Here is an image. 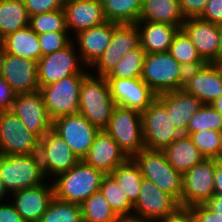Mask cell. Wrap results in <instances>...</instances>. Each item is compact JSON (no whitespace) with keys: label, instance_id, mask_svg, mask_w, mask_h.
I'll use <instances>...</instances> for the list:
<instances>
[{"label":"cell","instance_id":"obj_1","mask_svg":"<svg viewBox=\"0 0 222 222\" xmlns=\"http://www.w3.org/2000/svg\"><path fill=\"white\" fill-rule=\"evenodd\" d=\"M104 176L102 171L80 160L72 169L53 178L54 197L81 205L93 193L100 191Z\"/></svg>","mask_w":222,"mask_h":222},{"label":"cell","instance_id":"obj_2","mask_svg":"<svg viewBox=\"0 0 222 222\" xmlns=\"http://www.w3.org/2000/svg\"><path fill=\"white\" fill-rule=\"evenodd\" d=\"M114 103L105 77L88 74L80 87L78 113L103 130L111 119Z\"/></svg>","mask_w":222,"mask_h":222},{"label":"cell","instance_id":"obj_3","mask_svg":"<svg viewBox=\"0 0 222 222\" xmlns=\"http://www.w3.org/2000/svg\"><path fill=\"white\" fill-rule=\"evenodd\" d=\"M44 178L39 154H0V180L7 193L40 186Z\"/></svg>","mask_w":222,"mask_h":222},{"label":"cell","instance_id":"obj_4","mask_svg":"<svg viewBox=\"0 0 222 222\" xmlns=\"http://www.w3.org/2000/svg\"><path fill=\"white\" fill-rule=\"evenodd\" d=\"M186 69L169 53L144 57L141 79L157 94L181 90Z\"/></svg>","mask_w":222,"mask_h":222},{"label":"cell","instance_id":"obj_5","mask_svg":"<svg viewBox=\"0 0 222 222\" xmlns=\"http://www.w3.org/2000/svg\"><path fill=\"white\" fill-rule=\"evenodd\" d=\"M132 159L139 167L143 178L153 182L180 203L183 191V174L168 163L162 150L144 148Z\"/></svg>","mask_w":222,"mask_h":222},{"label":"cell","instance_id":"obj_6","mask_svg":"<svg viewBox=\"0 0 222 222\" xmlns=\"http://www.w3.org/2000/svg\"><path fill=\"white\" fill-rule=\"evenodd\" d=\"M132 158L145 148L141 113L121 106H115L108 125L103 129Z\"/></svg>","mask_w":222,"mask_h":222},{"label":"cell","instance_id":"obj_7","mask_svg":"<svg viewBox=\"0 0 222 222\" xmlns=\"http://www.w3.org/2000/svg\"><path fill=\"white\" fill-rule=\"evenodd\" d=\"M87 75L74 74L40 88L39 92L52 120L78 113L80 87Z\"/></svg>","mask_w":222,"mask_h":222},{"label":"cell","instance_id":"obj_8","mask_svg":"<svg viewBox=\"0 0 222 222\" xmlns=\"http://www.w3.org/2000/svg\"><path fill=\"white\" fill-rule=\"evenodd\" d=\"M75 44L76 43L72 41L67 47L42 56L37 61V74L40 88L74 74L90 73L88 70H85V65L80 55L78 53L76 54V51H78L76 48L78 47H76Z\"/></svg>","mask_w":222,"mask_h":222},{"label":"cell","instance_id":"obj_9","mask_svg":"<svg viewBox=\"0 0 222 222\" xmlns=\"http://www.w3.org/2000/svg\"><path fill=\"white\" fill-rule=\"evenodd\" d=\"M145 148L163 150L182 133L171 123L166 107L156 99L141 113Z\"/></svg>","mask_w":222,"mask_h":222},{"label":"cell","instance_id":"obj_10","mask_svg":"<svg viewBox=\"0 0 222 222\" xmlns=\"http://www.w3.org/2000/svg\"><path fill=\"white\" fill-rule=\"evenodd\" d=\"M39 140L11 110L0 111V154H38Z\"/></svg>","mask_w":222,"mask_h":222},{"label":"cell","instance_id":"obj_11","mask_svg":"<svg viewBox=\"0 0 222 222\" xmlns=\"http://www.w3.org/2000/svg\"><path fill=\"white\" fill-rule=\"evenodd\" d=\"M216 159H204L183 174L180 206L205 204L214 195Z\"/></svg>","mask_w":222,"mask_h":222},{"label":"cell","instance_id":"obj_12","mask_svg":"<svg viewBox=\"0 0 222 222\" xmlns=\"http://www.w3.org/2000/svg\"><path fill=\"white\" fill-rule=\"evenodd\" d=\"M52 131L61 137L80 159L87 155L95 135L100 131L80 113L56 118Z\"/></svg>","mask_w":222,"mask_h":222},{"label":"cell","instance_id":"obj_13","mask_svg":"<svg viewBox=\"0 0 222 222\" xmlns=\"http://www.w3.org/2000/svg\"><path fill=\"white\" fill-rule=\"evenodd\" d=\"M139 46L140 34L136 24H118L113 22V35L110 44L91 67L92 70H97V74L94 75L106 77L126 53Z\"/></svg>","mask_w":222,"mask_h":222},{"label":"cell","instance_id":"obj_14","mask_svg":"<svg viewBox=\"0 0 222 222\" xmlns=\"http://www.w3.org/2000/svg\"><path fill=\"white\" fill-rule=\"evenodd\" d=\"M38 154L46 178L51 175L53 179L72 169L80 161L67 143L52 130L39 140Z\"/></svg>","mask_w":222,"mask_h":222},{"label":"cell","instance_id":"obj_15","mask_svg":"<svg viewBox=\"0 0 222 222\" xmlns=\"http://www.w3.org/2000/svg\"><path fill=\"white\" fill-rule=\"evenodd\" d=\"M181 90L199 99L203 105H211L222 94V66L207 63L186 70Z\"/></svg>","mask_w":222,"mask_h":222},{"label":"cell","instance_id":"obj_16","mask_svg":"<svg viewBox=\"0 0 222 222\" xmlns=\"http://www.w3.org/2000/svg\"><path fill=\"white\" fill-rule=\"evenodd\" d=\"M10 110L39 139L52 130L53 120L48 114L43 97L39 91L16 94Z\"/></svg>","mask_w":222,"mask_h":222},{"label":"cell","instance_id":"obj_17","mask_svg":"<svg viewBox=\"0 0 222 222\" xmlns=\"http://www.w3.org/2000/svg\"><path fill=\"white\" fill-rule=\"evenodd\" d=\"M179 207L180 203L173 196L162 191L150 180L143 178L132 214L160 222Z\"/></svg>","mask_w":222,"mask_h":222},{"label":"cell","instance_id":"obj_18","mask_svg":"<svg viewBox=\"0 0 222 222\" xmlns=\"http://www.w3.org/2000/svg\"><path fill=\"white\" fill-rule=\"evenodd\" d=\"M110 94L117 106L129 108L142 113L157 99V94L141 79L105 78Z\"/></svg>","mask_w":222,"mask_h":222},{"label":"cell","instance_id":"obj_19","mask_svg":"<svg viewBox=\"0 0 222 222\" xmlns=\"http://www.w3.org/2000/svg\"><path fill=\"white\" fill-rule=\"evenodd\" d=\"M181 29L187 34L206 63L218 65L220 25L200 18H187Z\"/></svg>","mask_w":222,"mask_h":222},{"label":"cell","instance_id":"obj_20","mask_svg":"<svg viewBox=\"0 0 222 222\" xmlns=\"http://www.w3.org/2000/svg\"><path fill=\"white\" fill-rule=\"evenodd\" d=\"M1 78L15 94L32 93L40 90L37 74V61L6 53Z\"/></svg>","mask_w":222,"mask_h":222},{"label":"cell","instance_id":"obj_21","mask_svg":"<svg viewBox=\"0 0 222 222\" xmlns=\"http://www.w3.org/2000/svg\"><path fill=\"white\" fill-rule=\"evenodd\" d=\"M128 159L115 140L104 130H100L94 137L83 161L105 175L111 174L114 169Z\"/></svg>","mask_w":222,"mask_h":222},{"label":"cell","instance_id":"obj_22","mask_svg":"<svg viewBox=\"0 0 222 222\" xmlns=\"http://www.w3.org/2000/svg\"><path fill=\"white\" fill-rule=\"evenodd\" d=\"M12 204L25 222H39L54 198L53 184H42L11 193Z\"/></svg>","mask_w":222,"mask_h":222},{"label":"cell","instance_id":"obj_23","mask_svg":"<svg viewBox=\"0 0 222 222\" xmlns=\"http://www.w3.org/2000/svg\"><path fill=\"white\" fill-rule=\"evenodd\" d=\"M63 9L68 32L77 34L107 22L101 0H65Z\"/></svg>","mask_w":222,"mask_h":222},{"label":"cell","instance_id":"obj_24","mask_svg":"<svg viewBox=\"0 0 222 222\" xmlns=\"http://www.w3.org/2000/svg\"><path fill=\"white\" fill-rule=\"evenodd\" d=\"M113 35V22H105L101 25L80 31L75 34L78 52L83 64L88 70L96 63V61L105 52L109 46ZM90 67V68H89Z\"/></svg>","mask_w":222,"mask_h":222},{"label":"cell","instance_id":"obj_25","mask_svg":"<svg viewBox=\"0 0 222 222\" xmlns=\"http://www.w3.org/2000/svg\"><path fill=\"white\" fill-rule=\"evenodd\" d=\"M157 99L166 107L171 123L183 134L187 124L203 103L182 90L157 95Z\"/></svg>","mask_w":222,"mask_h":222},{"label":"cell","instance_id":"obj_26","mask_svg":"<svg viewBox=\"0 0 222 222\" xmlns=\"http://www.w3.org/2000/svg\"><path fill=\"white\" fill-rule=\"evenodd\" d=\"M136 26L140 34V46L146 54L168 52L173 38L181 29L178 26L150 21H138Z\"/></svg>","mask_w":222,"mask_h":222},{"label":"cell","instance_id":"obj_27","mask_svg":"<svg viewBox=\"0 0 222 222\" xmlns=\"http://www.w3.org/2000/svg\"><path fill=\"white\" fill-rule=\"evenodd\" d=\"M162 151L168 163L182 174L206 159L193 143L191 137L184 133Z\"/></svg>","mask_w":222,"mask_h":222},{"label":"cell","instance_id":"obj_28","mask_svg":"<svg viewBox=\"0 0 222 222\" xmlns=\"http://www.w3.org/2000/svg\"><path fill=\"white\" fill-rule=\"evenodd\" d=\"M185 17L178 0H143L139 21L182 27Z\"/></svg>","mask_w":222,"mask_h":222},{"label":"cell","instance_id":"obj_29","mask_svg":"<svg viewBox=\"0 0 222 222\" xmlns=\"http://www.w3.org/2000/svg\"><path fill=\"white\" fill-rule=\"evenodd\" d=\"M0 42L8 54L34 61L42 57L38 34L29 26L7 35Z\"/></svg>","mask_w":222,"mask_h":222},{"label":"cell","instance_id":"obj_30","mask_svg":"<svg viewBox=\"0 0 222 222\" xmlns=\"http://www.w3.org/2000/svg\"><path fill=\"white\" fill-rule=\"evenodd\" d=\"M26 26L29 15L23 0H0V41Z\"/></svg>","mask_w":222,"mask_h":222},{"label":"cell","instance_id":"obj_31","mask_svg":"<svg viewBox=\"0 0 222 222\" xmlns=\"http://www.w3.org/2000/svg\"><path fill=\"white\" fill-rule=\"evenodd\" d=\"M101 1L107 21L118 24H136L139 21L143 0Z\"/></svg>","mask_w":222,"mask_h":222},{"label":"cell","instance_id":"obj_32","mask_svg":"<svg viewBox=\"0 0 222 222\" xmlns=\"http://www.w3.org/2000/svg\"><path fill=\"white\" fill-rule=\"evenodd\" d=\"M168 52L186 69H197L207 63L201 58L187 34L180 29L171 43Z\"/></svg>","mask_w":222,"mask_h":222},{"label":"cell","instance_id":"obj_33","mask_svg":"<svg viewBox=\"0 0 222 222\" xmlns=\"http://www.w3.org/2000/svg\"><path fill=\"white\" fill-rule=\"evenodd\" d=\"M134 204L139 196L143 176L132 158L117 166L110 174Z\"/></svg>","mask_w":222,"mask_h":222},{"label":"cell","instance_id":"obj_34","mask_svg":"<svg viewBox=\"0 0 222 222\" xmlns=\"http://www.w3.org/2000/svg\"><path fill=\"white\" fill-rule=\"evenodd\" d=\"M83 222H117L119 216L101 191L93 193L81 205Z\"/></svg>","mask_w":222,"mask_h":222},{"label":"cell","instance_id":"obj_35","mask_svg":"<svg viewBox=\"0 0 222 222\" xmlns=\"http://www.w3.org/2000/svg\"><path fill=\"white\" fill-rule=\"evenodd\" d=\"M100 191L118 216L132 214L134 204L110 174L103 177Z\"/></svg>","mask_w":222,"mask_h":222},{"label":"cell","instance_id":"obj_36","mask_svg":"<svg viewBox=\"0 0 222 222\" xmlns=\"http://www.w3.org/2000/svg\"><path fill=\"white\" fill-rule=\"evenodd\" d=\"M145 55V50L141 46L129 51L105 78L141 77Z\"/></svg>","mask_w":222,"mask_h":222},{"label":"cell","instance_id":"obj_37","mask_svg":"<svg viewBox=\"0 0 222 222\" xmlns=\"http://www.w3.org/2000/svg\"><path fill=\"white\" fill-rule=\"evenodd\" d=\"M39 222H83L81 206L54 197Z\"/></svg>","mask_w":222,"mask_h":222},{"label":"cell","instance_id":"obj_38","mask_svg":"<svg viewBox=\"0 0 222 222\" xmlns=\"http://www.w3.org/2000/svg\"><path fill=\"white\" fill-rule=\"evenodd\" d=\"M29 27L38 35L45 32H68L64 9L30 16Z\"/></svg>","mask_w":222,"mask_h":222},{"label":"cell","instance_id":"obj_39","mask_svg":"<svg viewBox=\"0 0 222 222\" xmlns=\"http://www.w3.org/2000/svg\"><path fill=\"white\" fill-rule=\"evenodd\" d=\"M200 130H222V115L211 105H203L190 119L184 134Z\"/></svg>","mask_w":222,"mask_h":222},{"label":"cell","instance_id":"obj_40","mask_svg":"<svg viewBox=\"0 0 222 222\" xmlns=\"http://www.w3.org/2000/svg\"><path fill=\"white\" fill-rule=\"evenodd\" d=\"M189 136L206 159L220 160V131L200 130Z\"/></svg>","mask_w":222,"mask_h":222},{"label":"cell","instance_id":"obj_41","mask_svg":"<svg viewBox=\"0 0 222 222\" xmlns=\"http://www.w3.org/2000/svg\"><path fill=\"white\" fill-rule=\"evenodd\" d=\"M42 56L67 47L73 40L68 32H45L38 35Z\"/></svg>","mask_w":222,"mask_h":222},{"label":"cell","instance_id":"obj_42","mask_svg":"<svg viewBox=\"0 0 222 222\" xmlns=\"http://www.w3.org/2000/svg\"><path fill=\"white\" fill-rule=\"evenodd\" d=\"M30 16L63 9L65 0H23Z\"/></svg>","mask_w":222,"mask_h":222},{"label":"cell","instance_id":"obj_43","mask_svg":"<svg viewBox=\"0 0 222 222\" xmlns=\"http://www.w3.org/2000/svg\"><path fill=\"white\" fill-rule=\"evenodd\" d=\"M204 21L222 24V0H208L202 14L198 17Z\"/></svg>","mask_w":222,"mask_h":222},{"label":"cell","instance_id":"obj_44","mask_svg":"<svg viewBox=\"0 0 222 222\" xmlns=\"http://www.w3.org/2000/svg\"><path fill=\"white\" fill-rule=\"evenodd\" d=\"M207 1L208 0H178L185 19L198 18L202 14Z\"/></svg>","mask_w":222,"mask_h":222},{"label":"cell","instance_id":"obj_45","mask_svg":"<svg viewBox=\"0 0 222 222\" xmlns=\"http://www.w3.org/2000/svg\"><path fill=\"white\" fill-rule=\"evenodd\" d=\"M194 216V222H222V215L214 213L204 204L190 207Z\"/></svg>","mask_w":222,"mask_h":222},{"label":"cell","instance_id":"obj_46","mask_svg":"<svg viewBox=\"0 0 222 222\" xmlns=\"http://www.w3.org/2000/svg\"><path fill=\"white\" fill-rule=\"evenodd\" d=\"M11 86L0 77V111H9L15 98Z\"/></svg>","mask_w":222,"mask_h":222},{"label":"cell","instance_id":"obj_47","mask_svg":"<svg viewBox=\"0 0 222 222\" xmlns=\"http://www.w3.org/2000/svg\"><path fill=\"white\" fill-rule=\"evenodd\" d=\"M160 222H194L192 209L180 206L175 212L169 214Z\"/></svg>","mask_w":222,"mask_h":222},{"label":"cell","instance_id":"obj_48","mask_svg":"<svg viewBox=\"0 0 222 222\" xmlns=\"http://www.w3.org/2000/svg\"><path fill=\"white\" fill-rule=\"evenodd\" d=\"M0 222H25L12 203L0 204Z\"/></svg>","mask_w":222,"mask_h":222},{"label":"cell","instance_id":"obj_49","mask_svg":"<svg viewBox=\"0 0 222 222\" xmlns=\"http://www.w3.org/2000/svg\"><path fill=\"white\" fill-rule=\"evenodd\" d=\"M214 195L222 196V160L217 159L214 172Z\"/></svg>","mask_w":222,"mask_h":222},{"label":"cell","instance_id":"obj_50","mask_svg":"<svg viewBox=\"0 0 222 222\" xmlns=\"http://www.w3.org/2000/svg\"><path fill=\"white\" fill-rule=\"evenodd\" d=\"M204 205L214 213L222 215V196L213 195Z\"/></svg>","mask_w":222,"mask_h":222},{"label":"cell","instance_id":"obj_51","mask_svg":"<svg viewBox=\"0 0 222 222\" xmlns=\"http://www.w3.org/2000/svg\"><path fill=\"white\" fill-rule=\"evenodd\" d=\"M117 222H159V221L130 214V215L119 216Z\"/></svg>","mask_w":222,"mask_h":222},{"label":"cell","instance_id":"obj_52","mask_svg":"<svg viewBox=\"0 0 222 222\" xmlns=\"http://www.w3.org/2000/svg\"><path fill=\"white\" fill-rule=\"evenodd\" d=\"M222 115V94L211 104Z\"/></svg>","mask_w":222,"mask_h":222},{"label":"cell","instance_id":"obj_53","mask_svg":"<svg viewBox=\"0 0 222 222\" xmlns=\"http://www.w3.org/2000/svg\"><path fill=\"white\" fill-rule=\"evenodd\" d=\"M5 56H6V51L2 43L0 42V77H1V72H2V67H3Z\"/></svg>","mask_w":222,"mask_h":222},{"label":"cell","instance_id":"obj_54","mask_svg":"<svg viewBox=\"0 0 222 222\" xmlns=\"http://www.w3.org/2000/svg\"><path fill=\"white\" fill-rule=\"evenodd\" d=\"M218 65L222 66V24L220 25V45L218 50Z\"/></svg>","mask_w":222,"mask_h":222},{"label":"cell","instance_id":"obj_55","mask_svg":"<svg viewBox=\"0 0 222 222\" xmlns=\"http://www.w3.org/2000/svg\"><path fill=\"white\" fill-rule=\"evenodd\" d=\"M6 194V195H5ZM6 189L4 188L3 182L0 180V202L3 201V199H6L7 196Z\"/></svg>","mask_w":222,"mask_h":222},{"label":"cell","instance_id":"obj_56","mask_svg":"<svg viewBox=\"0 0 222 222\" xmlns=\"http://www.w3.org/2000/svg\"><path fill=\"white\" fill-rule=\"evenodd\" d=\"M219 150H220V160H222V130L220 131Z\"/></svg>","mask_w":222,"mask_h":222}]
</instances>
